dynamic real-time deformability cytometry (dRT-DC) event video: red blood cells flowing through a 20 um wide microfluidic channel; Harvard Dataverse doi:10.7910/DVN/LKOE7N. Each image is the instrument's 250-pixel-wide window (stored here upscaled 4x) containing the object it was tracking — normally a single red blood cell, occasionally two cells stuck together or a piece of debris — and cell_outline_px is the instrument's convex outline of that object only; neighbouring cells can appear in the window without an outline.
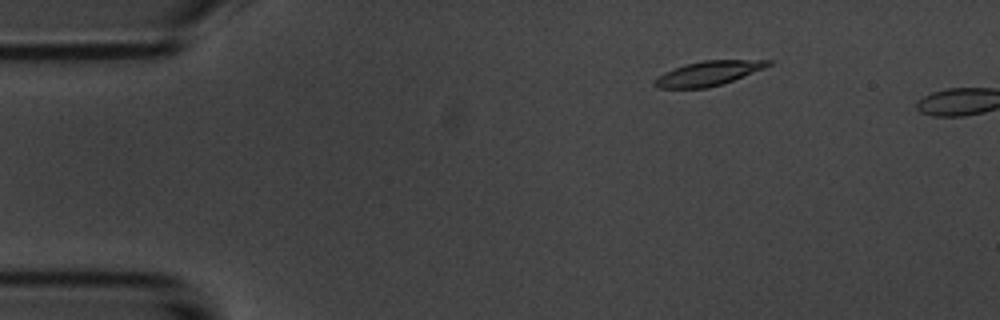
{"species": "common noctule bat (a hibernating species)", "species_latin": "Nyctalus noctula", "temperature_condition": "room temperature", "stored_images_in_passage": 2, "camera_frame_rate_fps": 3000, "um_per_image_px": 0.085, "animal": {"sex": "male", "body_mass_g": 20.1, "forearm_length_mm": 53.5}, "frame": {"image": 1, "passage_image": 1, "time_ms": 0.0, "image_size_px": [1000, 320], "cell_outline_px": [[772, 64], [764, 68], [724, 84], [708, 88], [660, 88], [652, 84], [652, 80], [664, 72], [672, 68], [684, 64], [704, 60], [772, 60]], "centroid_in_image_um": [60.17, 6.24], "position_along_channel_um": 24.8, "area_um2": 16.42}}